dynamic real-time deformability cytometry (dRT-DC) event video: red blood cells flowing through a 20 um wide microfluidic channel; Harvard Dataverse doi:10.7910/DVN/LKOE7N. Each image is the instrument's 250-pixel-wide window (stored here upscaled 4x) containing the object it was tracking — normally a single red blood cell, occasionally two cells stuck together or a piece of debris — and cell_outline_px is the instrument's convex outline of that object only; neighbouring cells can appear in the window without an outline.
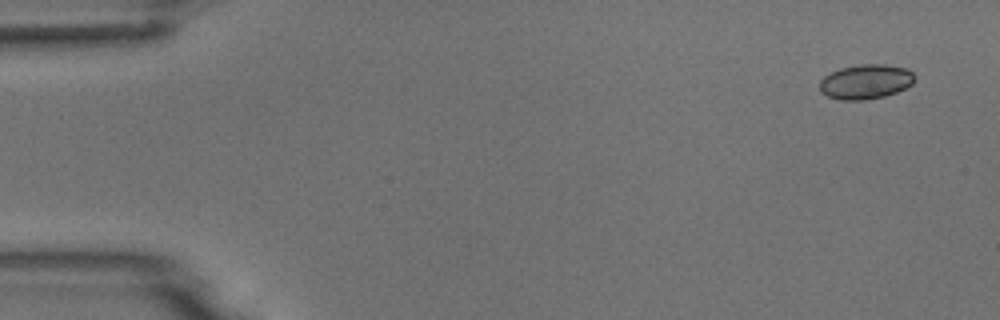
{"species": "common noctule bat (a hibernating species)", "species_latin": "Nyctalus noctula", "temperature_condition": "room temperature", "stored_images_in_passage": 4, "camera_frame_rate_fps": 3000, "um_per_image_px": 0.085, "animal": {"sex": "male", "body_mass_g": 18.8}, "frame": {"image": 1, "passage_image": 1, "time_ms": 0.0, "image_size_px": [1000, 320], "cell_outline_px": [[916, 76], [912, 84], [896, 92], [884, 96], [864, 100], [840, 100], [828, 96], [820, 92], [820, 80], [824, 76], [840, 68], [860, 64], [884, 64], [904, 68], [912, 72]], "centroid_in_image_um": [73.57, 6.94], "position_along_channel_um": 11.4, "area_um2": 19.13}}
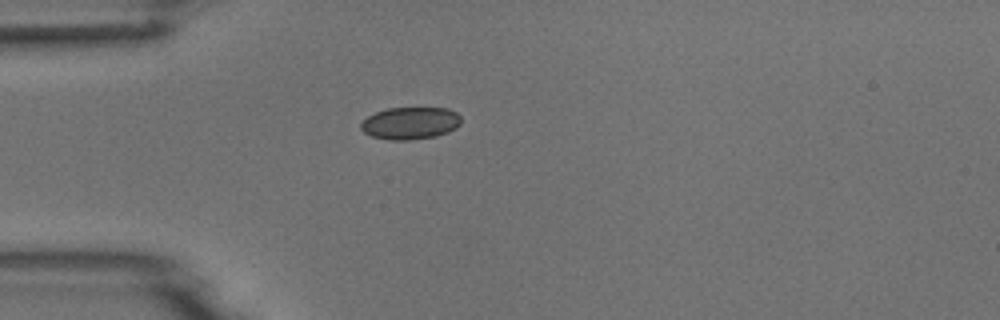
{"frame": {"image": 2, "passage_image": 4, "time_ms": 4.0, "image_size_px": [1000, 320], "cell_outline_px": [[460, 124], [456, 128], [448, 132], [436, 136], [412, 140], [388, 140], [372, 136], [364, 132], [360, 128], [360, 124], [368, 116], [376, 112], [388, 108], [448, 108], [456, 112], [460, 116]], "centroid_in_image_um": [34.88, 10.47], "position_along_channel_um": 50.1, "area_um2": 18.9}}